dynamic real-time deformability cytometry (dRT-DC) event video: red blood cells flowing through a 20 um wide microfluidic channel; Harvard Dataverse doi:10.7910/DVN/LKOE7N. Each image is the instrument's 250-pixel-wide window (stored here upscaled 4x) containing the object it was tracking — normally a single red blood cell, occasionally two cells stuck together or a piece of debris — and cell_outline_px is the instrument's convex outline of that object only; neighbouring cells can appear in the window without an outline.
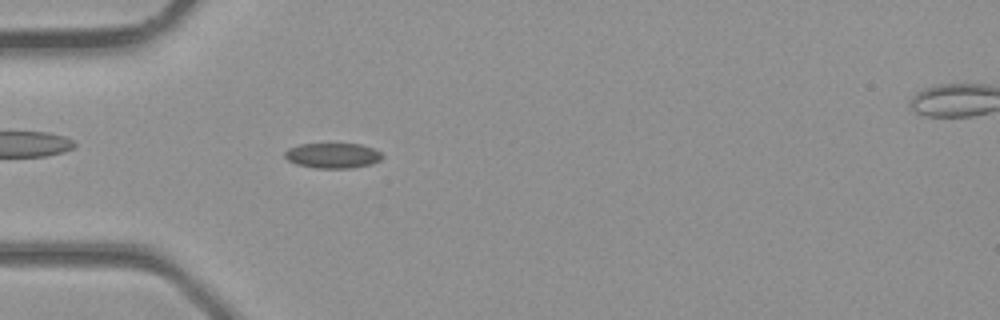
{"species": "common noctule bat (a hibernating species)", "species_latin": "Nyctalus noctula", "temperature_condition": "room temperature", "stored_images_in_passage": 33, "camera_frame_rate_fps": 3000, "um_per_image_px": 0.085, "animal": {"sex": "male", "body_mass_g": 23.1, "forearm_length_mm": 52.7}, "frame": {"image": 1, "passage_image": 6, "time_ms": 1.667, "image_size_px": [1000, 320], "cell_outline_px": [[384, 156], [380, 160], [372, 164], [348, 168], [316, 168], [296, 164], [288, 160], [284, 156], [284, 152], [288, 148], [300, 144], [360, 144], [372, 148], [380, 152]], "centroid_in_image_um": [28.27, 13.22], "position_along_channel_um": 56.7, "area_um2": 14.28}}
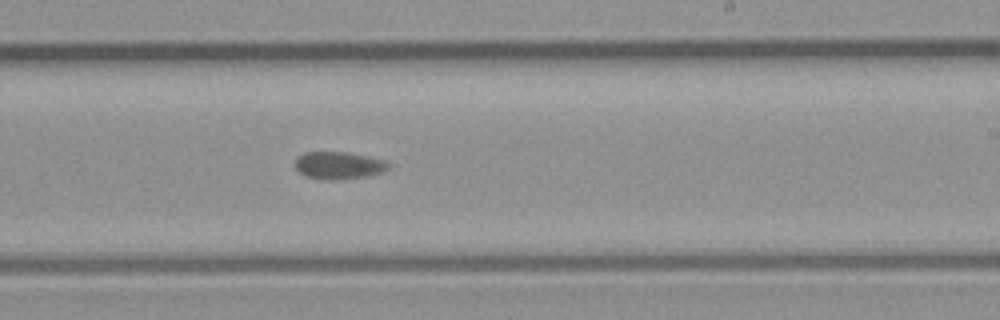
{"frame": {"image": 2, "passage_image": 18, "time_ms": 5.667, "image_size_px": [1000, 320], "cell_outline_px": [[388, 168], [380, 172], [368, 176], [304, 176], [296, 168], [296, 160], [304, 152], [348, 152], [368, 156], [384, 160], [388, 164]], "centroid_in_image_um": [28.8, 13.98], "position_along_channel_um": 260.2, "area_um2": 13.7}}
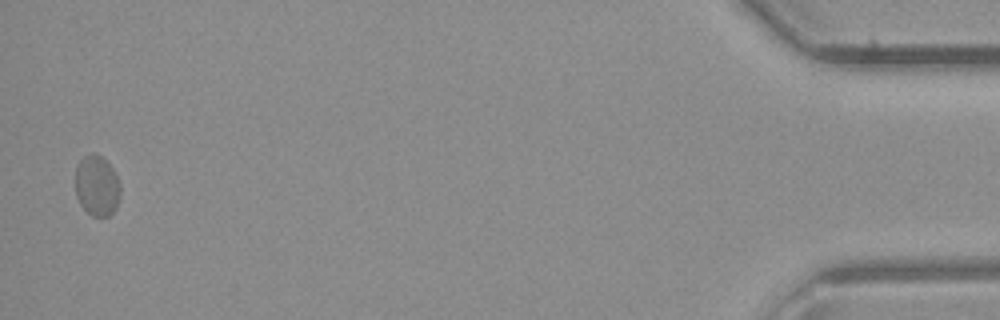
{"frame": {"image": 3, "passage_image": 33, "time_ms": 10.667, "image_size_px": [1000, 320], "cell_outline_px": [[120, 196], [116, 208], [108, 216], [92, 216], [80, 204], [76, 196], [76, 164], [84, 156], [92, 152], [96, 152], [116, 172], [120, 184]], "centroid_in_image_um": [8.24, 15.77], "position_along_channel_um": 427.0, "area_um2": 15.95}}